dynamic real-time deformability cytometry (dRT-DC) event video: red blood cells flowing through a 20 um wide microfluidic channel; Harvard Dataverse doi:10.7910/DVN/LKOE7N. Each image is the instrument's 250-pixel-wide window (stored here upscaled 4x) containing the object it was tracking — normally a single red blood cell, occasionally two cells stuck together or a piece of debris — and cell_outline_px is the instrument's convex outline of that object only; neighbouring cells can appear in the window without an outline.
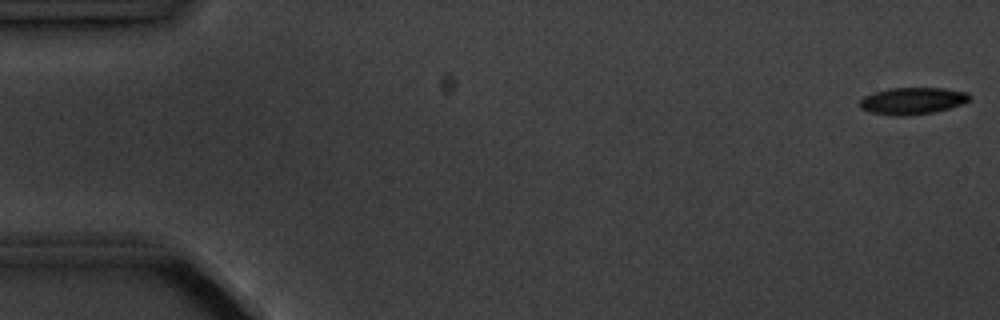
{"species": "common noctule bat (a hibernating species)", "species_latin": "Nyctalus noctula", "temperature_condition": "cold", "stored_images_in_passage": 6, "camera_frame_rate_fps": 3000, "um_per_image_px": 0.085, "animal": {"sex": "male", "body_mass_g": 20.1, "forearm_length_mm": 53.5}, "frame": {"image": 1, "passage_image": 1, "time_ms": 0.0, "image_size_px": [1000, 320], "cell_outline_px": [[972, 96], [968, 100], [960, 104], [948, 108], [932, 112], [908, 116], [896, 116], [868, 112], [860, 108], [860, 100], [864, 96], [872, 92], [888, 88], [944, 88], [968, 92]], "centroid_in_image_um": [77.52, 8.57], "position_along_channel_um": 7.5, "area_um2": 17.28}}